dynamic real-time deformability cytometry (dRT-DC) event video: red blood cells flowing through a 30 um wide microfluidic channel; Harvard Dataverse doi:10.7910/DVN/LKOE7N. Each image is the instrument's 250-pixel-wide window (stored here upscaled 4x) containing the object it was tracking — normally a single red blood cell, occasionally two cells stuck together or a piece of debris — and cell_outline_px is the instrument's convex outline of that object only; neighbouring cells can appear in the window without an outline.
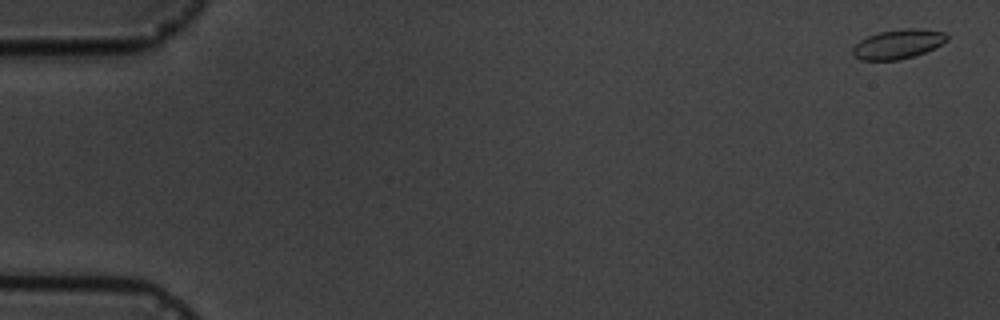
{"species": "common noctule bat (a hibernating species)", "species_latin": "Nyctalus noctula", "temperature_condition": "cold", "stored_images_in_passage": 8, "camera_frame_rate_fps": 3000, "um_per_image_px": 0.085, "animal": {"sex": "male", "body_mass_g": 19.5, "forearm_length_mm": 54.6}, "frame": {"image": 1, "passage_image": 1, "time_ms": 0.0, "image_size_px": [1000, 320], "cell_outline_px": [[948, 40], [924, 52], [912, 56], [896, 60], [860, 60], [852, 52], [852, 48], [860, 40], [868, 36], [880, 32], [904, 28], [920, 28], [944, 32], [948, 36]], "centroid_in_image_um": [76.32, 3.73], "position_along_channel_um": 8.7, "area_um2": 15.9}}
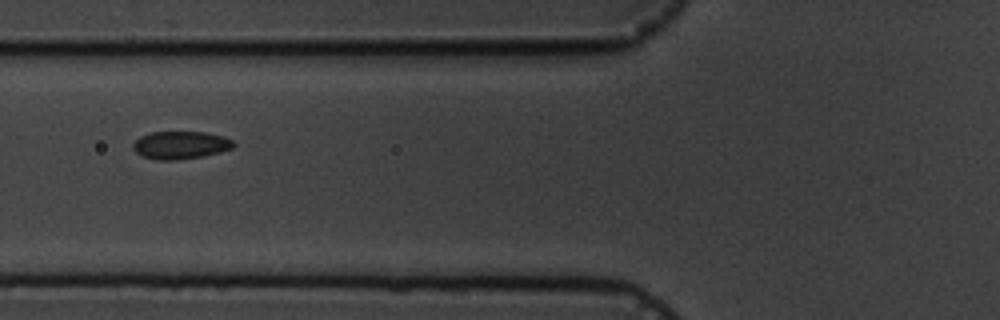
{"frame": {"image": 2, "passage_image": 7, "time_ms": 7.0, "image_size_px": [1000, 320], "cell_outline_px": [[236, 144], [232, 148], [220, 152], [204, 156], [176, 160], [156, 160], [144, 156], [136, 152], [132, 148], [132, 144], [140, 136], [148, 132], [204, 132], [224, 136], [232, 140]], "centroid_in_image_um": [15.34, 12.33], "position_along_channel_um": 110.5, "area_um2": 16.36}}
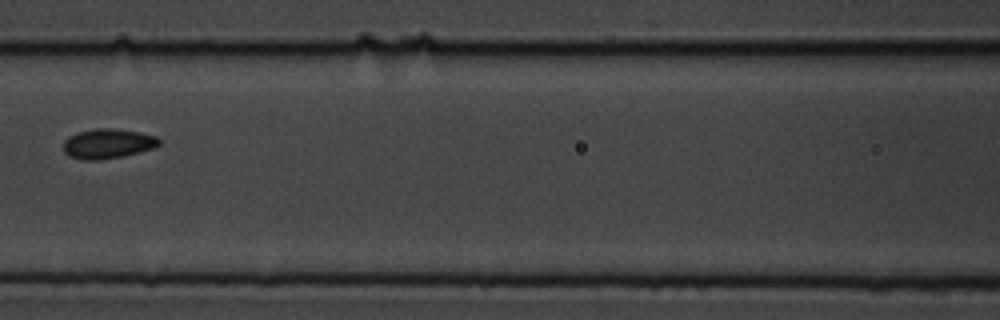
{"frame": {"image": 3, "passage_image": 8, "time_ms": 8.333, "image_size_px": [1000, 320], "cell_outline_px": [[160, 144], [152, 148], [120, 156], [100, 160], [80, 160], [68, 156], [64, 152], [64, 140], [68, 136], [76, 132], [92, 128], [112, 128], [140, 132], [156, 136], [160, 140]], "centroid_in_image_um": [9.1, 12.2], "position_along_channel_um": 157.5, "area_um2": 16.65}}